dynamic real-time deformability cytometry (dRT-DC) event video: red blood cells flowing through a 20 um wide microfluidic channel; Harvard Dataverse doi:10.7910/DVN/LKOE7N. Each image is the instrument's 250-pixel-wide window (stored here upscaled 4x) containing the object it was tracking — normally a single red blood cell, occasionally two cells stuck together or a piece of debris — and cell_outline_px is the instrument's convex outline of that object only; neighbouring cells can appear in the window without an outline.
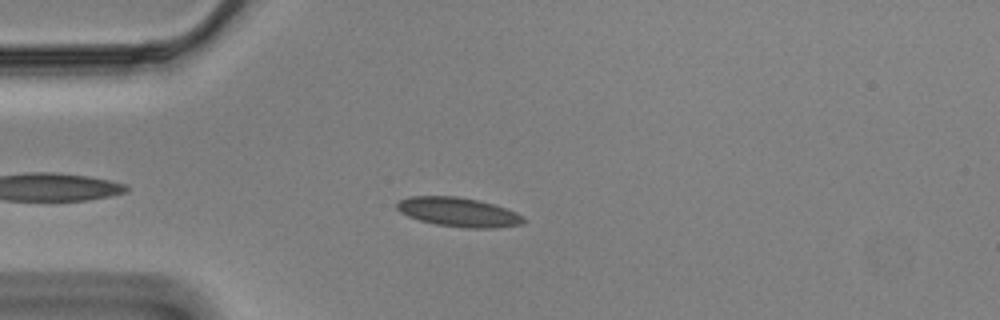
{"species": "Egyptian fruit bat (a non-hibernating species)", "species_latin": "Rousettus aegyptiacus", "temperature_condition": "cold", "stored_images_in_passage": 50, "camera_frame_rate_fps": 3000, "um_per_image_px": 0.085, "animal": {"sex": "male"}, "frame": {"image": 1, "passage_image": 7, "time_ms": 2.0, "image_size_px": [1000, 320], "cell_outline_px": [[524, 224], [496, 228], [464, 228], [436, 224], [420, 220], [408, 216], [400, 212], [396, 208], [396, 204], [400, 200], [412, 196], [456, 196], [476, 200], [492, 204], [516, 212], [524, 216]], "centroid_in_image_um": [38.97, 18.04], "position_along_channel_um": 46.0, "area_um2": 21.44}}
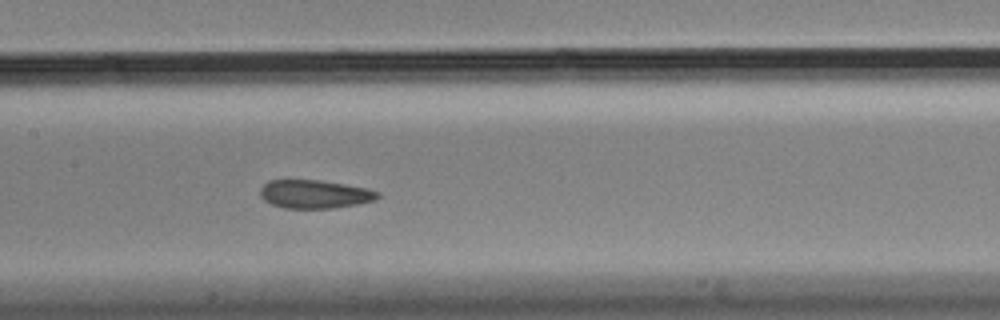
{"frame": {"image": 2, "passage_image": 20, "time_ms": 6.333, "image_size_px": [1000, 320], "cell_outline_px": [[380, 196], [372, 200], [360, 204], [332, 208], [284, 208], [272, 204], [264, 200], [260, 196], [260, 188], [268, 180], [320, 180], [368, 188], [380, 192]], "centroid_in_image_um": [26.74, 16.5], "position_along_channel_um": 180.7, "area_um2": 19.48}}
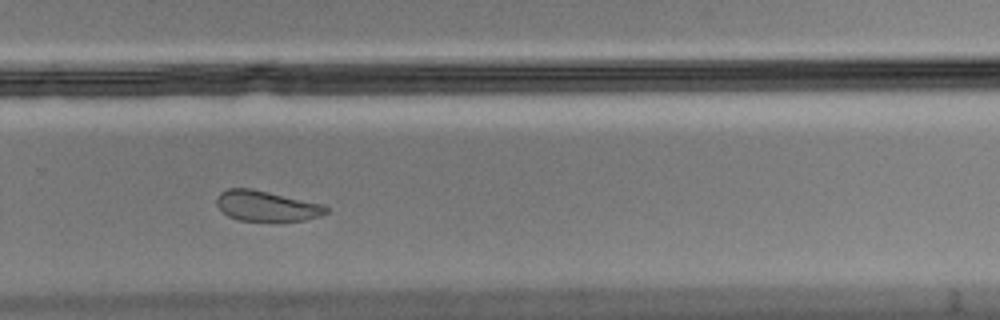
{"frame": {"image": 3, "passage_image": 31, "time_ms": 10.0, "image_size_px": [1000, 320], "cell_outline_px": [[328, 212], [320, 216], [304, 220], [280, 224], [276, 224], [240, 220], [228, 216], [216, 204], [216, 200], [220, 192], [228, 188], [252, 188], [324, 204], [328, 208]], "centroid_in_image_um": [22.7, 17.55], "position_along_channel_um": 307.1, "area_um2": 20.23}, "authors_computed_cell_mechanics": {"area_um2": 20.519, "velocity_mm_per_s": 3.4675, "shape_relaxation_time_tau1_ms": 5.8967, "shape_relaxation_time_tau2_ms": 1.6691, "deformation_change_tau1": 0.1287, "deformation_change_tau2": 0.0644}}